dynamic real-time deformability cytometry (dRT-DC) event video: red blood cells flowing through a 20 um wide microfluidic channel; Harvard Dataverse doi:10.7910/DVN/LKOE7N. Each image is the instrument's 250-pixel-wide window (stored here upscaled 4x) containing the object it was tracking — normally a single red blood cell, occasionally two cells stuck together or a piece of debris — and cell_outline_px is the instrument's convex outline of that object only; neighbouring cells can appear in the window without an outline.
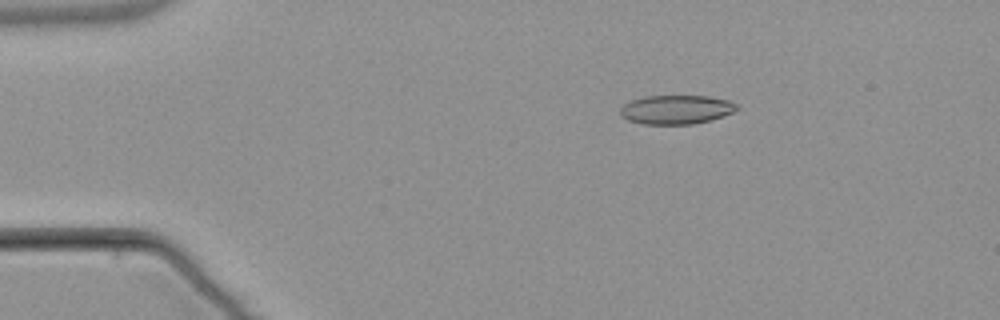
{"species": "common noctule bat (a hibernating species)", "species_latin": "Nyctalus noctula", "temperature_condition": "warm", "stored_images_in_passage": 4, "camera_frame_rate_fps": 3000, "um_per_image_px": 0.085, "animal": {"sex": "male", "body_mass_g": 21.5, "forearm_length_mm": 52.0}, "frame": {"image": 1, "passage_image": 2, "time_ms": 1.333, "image_size_px": [1000, 320], "cell_outline_px": [[740, 108], [724, 116], [712, 120], [692, 124], [644, 124], [628, 120], [620, 116], [620, 108], [628, 100], [644, 96], [708, 96], [728, 100], [736, 104]], "centroid_in_image_um": [57.46, 9.31], "position_along_channel_um": 27.5, "area_um2": 19.88}}